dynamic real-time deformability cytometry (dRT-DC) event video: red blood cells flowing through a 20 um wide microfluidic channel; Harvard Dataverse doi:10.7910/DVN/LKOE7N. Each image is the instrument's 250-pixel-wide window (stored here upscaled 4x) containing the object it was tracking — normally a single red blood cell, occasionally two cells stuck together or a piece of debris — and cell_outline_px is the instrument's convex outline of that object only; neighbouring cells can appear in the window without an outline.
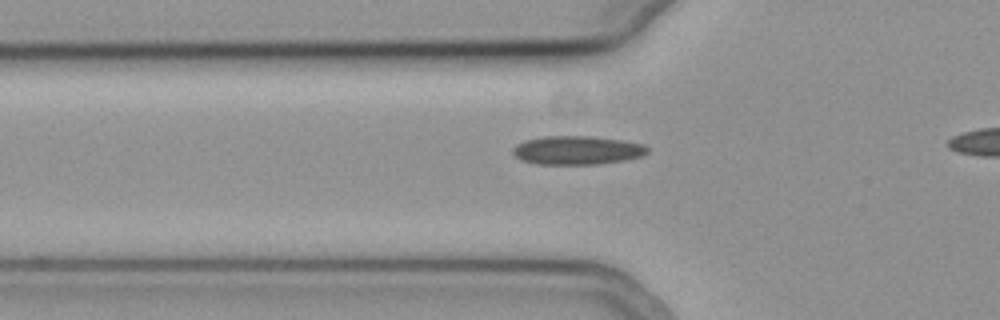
{"species": "common noctule bat (a hibernating species)", "species_latin": "Nyctalus noctula", "temperature_condition": "cold", "stored_images_in_passage": 34, "camera_frame_rate_fps": 3000, "um_per_image_px": 0.085, "animal": {"sex": "female", "body_mass_g": 19.3, "forearm_length_mm": 54.1}, "frame": {"image": 1, "passage_image": 8, "time_ms": 2.333, "image_size_px": [1000, 320], "cell_outline_px": [[648, 152], [640, 156], [624, 160], [600, 164], [536, 164], [520, 160], [512, 152], [512, 148], [516, 144], [524, 140], [544, 136], [588, 136], [620, 140], [644, 144], [648, 148]], "centroid_in_image_um": [49.01, 12.77], "position_along_channel_um": 76.8, "area_um2": 22.48}}
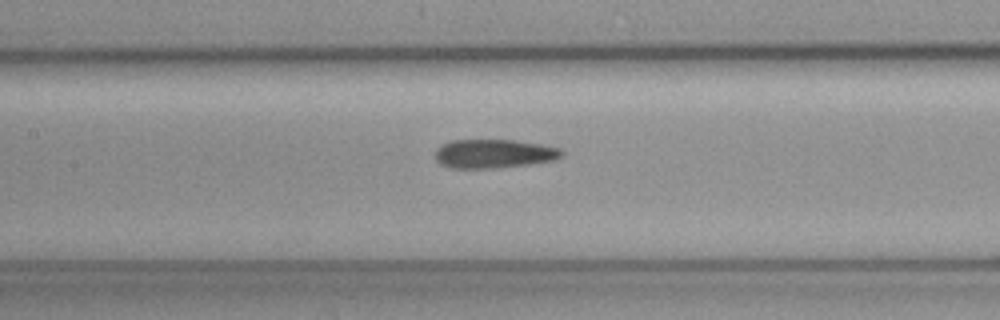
{"frame": {"image": 2, "passage_image": 15, "time_ms": 4.667, "image_size_px": [1000, 320], "cell_outline_px": [[564, 152], [556, 160], [528, 164], [496, 168], [452, 168], [440, 164], [436, 160], [436, 148], [440, 144], [452, 140], [516, 140], [540, 144], [560, 148]], "centroid_in_image_um": [41.96, 13.06], "position_along_channel_um": 165.4, "area_um2": 21.33}}
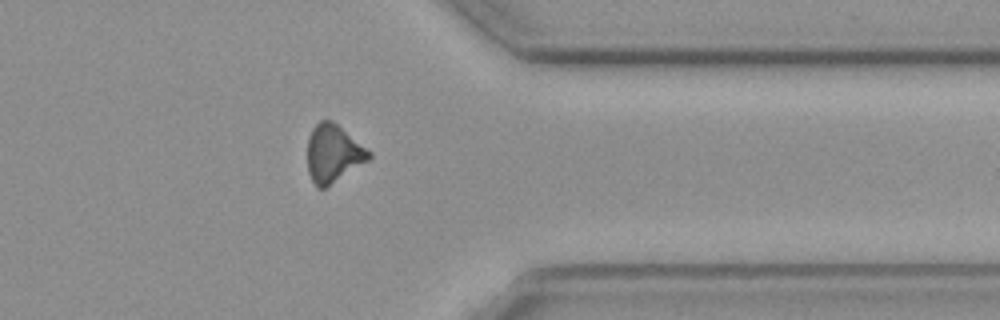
{"frame": {"image": 3, "passage_image": 33, "time_ms": 10.667, "image_size_px": [1000, 320], "cell_outline_px": [[372, 156], [368, 160], [324, 188], [316, 188], [308, 172], [308, 136], [312, 128], [320, 120], [332, 120], [372, 152]], "centroid_in_image_um": [28.31, 13.03], "position_along_channel_um": 383.1, "area_um2": 20.46}}